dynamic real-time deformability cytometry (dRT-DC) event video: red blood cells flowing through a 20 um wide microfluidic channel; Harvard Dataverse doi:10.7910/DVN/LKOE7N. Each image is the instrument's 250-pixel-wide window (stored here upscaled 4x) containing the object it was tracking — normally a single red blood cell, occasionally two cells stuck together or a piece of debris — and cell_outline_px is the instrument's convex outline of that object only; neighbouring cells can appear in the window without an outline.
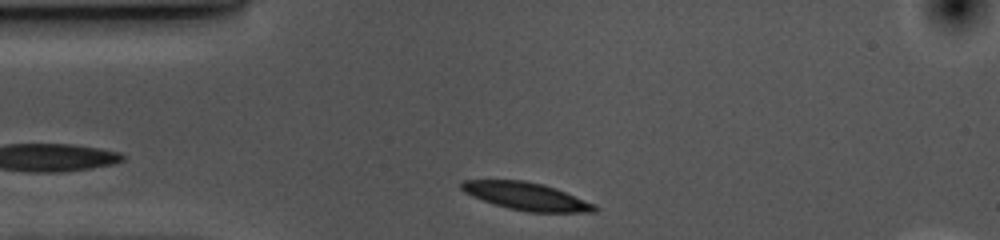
{"species": "common noctule bat (a hibernating species)", "species_latin": "Nyctalus noctula", "temperature_condition": "cold", "stored_images_in_passage": 32, "camera_frame_rate_fps": 3000, "um_per_image_px": 0.085, "animal": {"sex": "female", "body_mass_g": 10.0, "forearm_length_mm": 53.1}, "frame": {"image": 1, "passage_image": 1, "time_ms": 0.0, "image_size_px": [1000, 240], "cell_outline_px": [[596, 212], [528, 212], [508, 208], [472, 196], [464, 192], [460, 188], [460, 184], [464, 180], [524, 180], [540, 184], [564, 192], [596, 204]], "centroid_in_image_um": [44.71, 16.69], "position_along_channel_um": 40.3, "area_um2": 21.04}}
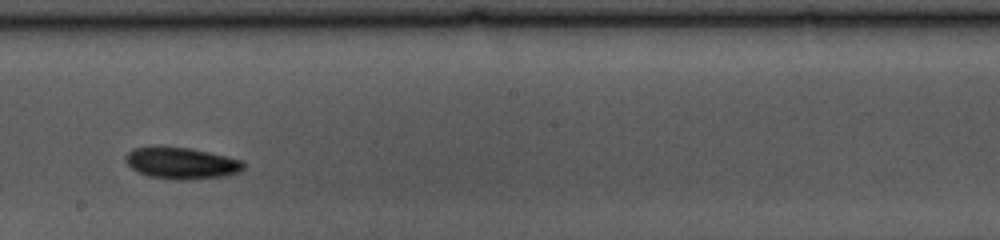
{"frame": {"image": 2, "passage_image": 19, "time_ms": 6.0, "image_size_px": [1000, 240], "cell_outline_px": [[244, 168], [240, 172], [228, 176], [184, 180], [176, 180], [148, 176], [132, 168], [124, 160], [124, 156], [132, 148], [188, 148], [208, 152], [244, 160]], "centroid_in_image_um": [15.47, 13.89], "position_along_channel_um": 232.7, "area_um2": 21.44}}
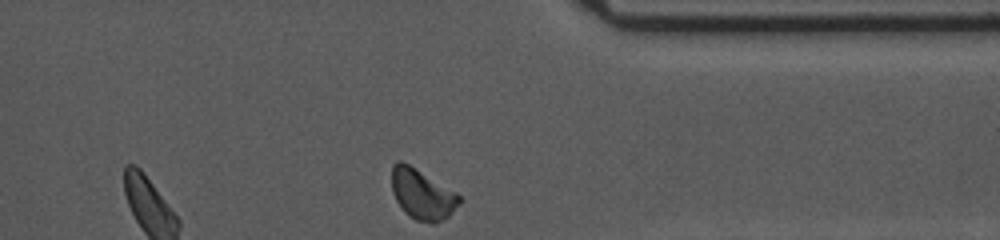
{"frame": {"image": 3, "passage_image": 32, "time_ms": 10.333, "image_size_px": [1000, 240], "cell_outline_px": [[460, 204], [448, 216], [436, 224], [432, 224], [416, 220], [404, 212], [396, 200], [392, 192], [392, 164], [396, 160], [400, 160], [408, 164], [456, 192], [460, 196]], "centroid_in_image_um": [35.87, 16.53], "position_along_channel_um": 375.5, "area_um2": 19.71}, "authors_computed_cell_mechanics": {"area_um2": 21.1837, "velocity_mm_per_s": 3.5027, "shape_relaxation_time_tau1_ms": 2.507, "shape_relaxation_time_tau2_ms": null, "deformation_change_tau1": 0.0833, "deformation_change_tau2": null}}